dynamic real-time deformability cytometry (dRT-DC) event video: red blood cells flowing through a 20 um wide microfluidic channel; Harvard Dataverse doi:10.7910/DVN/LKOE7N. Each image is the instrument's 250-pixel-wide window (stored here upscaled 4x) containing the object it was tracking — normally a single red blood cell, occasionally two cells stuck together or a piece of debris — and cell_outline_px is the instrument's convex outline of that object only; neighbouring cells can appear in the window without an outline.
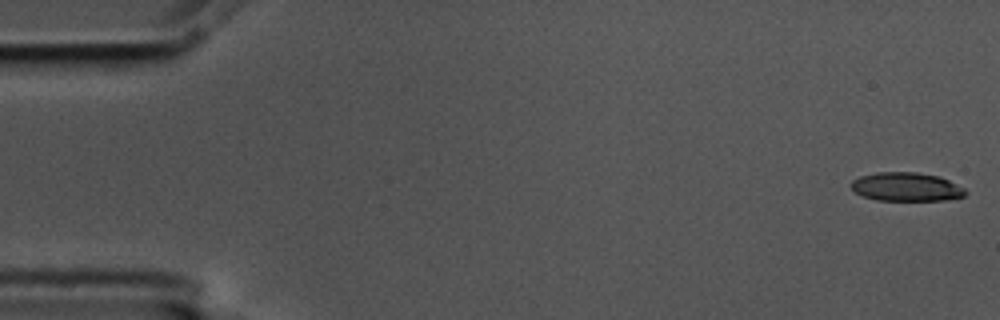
{"species": "common noctule bat (a hibernating species)", "species_latin": "Nyctalus noctula", "temperature_condition": "cold", "stored_images_in_passage": 14, "camera_frame_rate_fps": 3000, "um_per_image_px": 0.085, "animal": {"sex": "male", "body_mass_g": 17.5, "forearm_length_mm": 52.3}, "frame": {"image": 1, "passage_image": 1, "time_ms": 0.0, "image_size_px": [1000, 320], "cell_outline_px": [[968, 192], [964, 196], [944, 200], [876, 200], [864, 196], [856, 192], [848, 184], [852, 180], [860, 176], [876, 172], [916, 172], [936, 176], [948, 180], [964, 188]], "centroid_in_image_um": [77.01, 15.88], "position_along_channel_um": 8.0, "area_um2": 19.02}}